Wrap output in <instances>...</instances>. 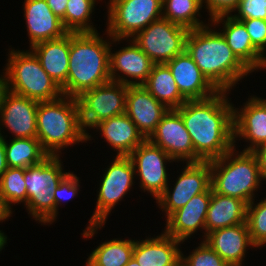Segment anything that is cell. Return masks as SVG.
Listing matches in <instances>:
<instances>
[{"label": "cell", "mask_w": 266, "mask_h": 266, "mask_svg": "<svg viewBox=\"0 0 266 266\" xmlns=\"http://www.w3.org/2000/svg\"><path fill=\"white\" fill-rule=\"evenodd\" d=\"M168 110L143 85H128L125 113L146 139Z\"/></svg>", "instance_id": "cell-16"}, {"label": "cell", "mask_w": 266, "mask_h": 266, "mask_svg": "<svg viewBox=\"0 0 266 266\" xmlns=\"http://www.w3.org/2000/svg\"><path fill=\"white\" fill-rule=\"evenodd\" d=\"M94 129L100 130L117 156H129L146 138L126 113L100 121Z\"/></svg>", "instance_id": "cell-25"}, {"label": "cell", "mask_w": 266, "mask_h": 266, "mask_svg": "<svg viewBox=\"0 0 266 266\" xmlns=\"http://www.w3.org/2000/svg\"><path fill=\"white\" fill-rule=\"evenodd\" d=\"M95 2L96 0H68L65 16L61 20L69 33L97 32L93 24L89 23Z\"/></svg>", "instance_id": "cell-32"}, {"label": "cell", "mask_w": 266, "mask_h": 266, "mask_svg": "<svg viewBox=\"0 0 266 266\" xmlns=\"http://www.w3.org/2000/svg\"><path fill=\"white\" fill-rule=\"evenodd\" d=\"M6 90H7L6 80H5V75L3 74L2 76H0V103H1L2 96Z\"/></svg>", "instance_id": "cell-44"}, {"label": "cell", "mask_w": 266, "mask_h": 266, "mask_svg": "<svg viewBox=\"0 0 266 266\" xmlns=\"http://www.w3.org/2000/svg\"><path fill=\"white\" fill-rule=\"evenodd\" d=\"M125 266H140V265L138 264L137 260L134 257H132Z\"/></svg>", "instance_id": "cell-46"}, {"label": "cell", "mask_w": 266, "mask_h": 266, "mask_svg": "<svg viewBox=\"0 0 266 266\" xmlns=\"http://www.w3.org/2000/svg\"><path fill=\"white\" fill-rule=\"evenodd\" d=\"M180 243L165 232L154 238L134 240L133 257L140 266H181Z\"/></svg>", "instance_id": "cell-24"}, {"label": "cell", "mask_w": 266, "mask_h": 266, "mask_svg": "<svg viewBox=\"0 0 266 266\" xmlns=\"http://www.w3.org/2000/svg\"><path fill=\"white\" fill-rule=\"evenodd\" d=\"M202 5V0H162V18L193 30L205 26L196 18Z\"/></svg>", "instance_id": "cell-31"}, {"label": "cell", "mask_w": 266, "mask_h": 266, "mask_svg": "<svg viewBox=\"0 0 266 266\" xmlns=\"http://www.w3.org/2000/svg\"><path fill=\"white\" fill-rule=\"evenodd\" d=\"M0 197L4 206L12 213L11 204L24 205L27 202V190L24 180V169L8 167L0 178Z\"/></svg>", "instance_id": "cell-33"}, {"label": "cell", "mask_w": 266, "mask_h": 266, "mask_svg": "<svg viewBox=\"0 0 266 266\" xmlns=\"http://www.w3.org/2000/svg\"><path fill=\"white\" fill-rule=\"evenodd\" d=\"M134 175L135 168L130 157L116 155L100 180L96 209L89 220V226L82 234L83 237H93L97 233L96 230L105 225L106 218L114 206L130 191Z\"/></svg>", "instance_id": "cell-8"}, {"label": "cell", "mask_w": 266, "mask_h": 266, "mask_svg": "<svg viewBox=\"0 0 266 266\" xmlns=\"http://www.w3.org/2000/svg\"><path fill=\"white\" fill-rule=\"evenodd\" d=\"M2 128L0 127V130ZM8 169L6 162V152H5V138L0 131V178L3 173Z\"/></svg>", "instance_id": "cell-42"}, {"label": "cell", "mask_w": 266, "mask_h": 266, "mask_svg": "<svg viewBox=\"0 0 266 266\" xmlns=\"http://www.w3.org/2000/svg\"><path fill=\"white\" fill-rule=\"evenodd\" d=\"M7 243V236L4 235V232L0 231V251L5 247Z\"/></svg>", "instance_id": "cell-45"}, {"label": "cell", "mask_w": 266, "mask_h": 266, "mask_svg": "<svg viewBox=\"0 0 266 266\" xmlns=\"http://www.w3.org/2000/svg\"><path fill=\"white\" fill-rule=\"evenodd\" d=\"M236 10L238 14L231 16L237 20L251 18L266 20V0H240Z\"/></svg>", "instance_id": "cell-38"}, {"label": "cell", "mask_w": 266, "mask_h": 266, "mask_svg": "<svg viewBox=\"0 0 266 266\" xmlns=\"http://www.w3.org/2000/svg\"><path fill=\"white\" fill-rule=\"evenodd\" d=\"M211 201V187L193 196L182 208L166 220L165 233L184 242L198 229L205 230L207 210Z\"/></svg>", "instance_id": "cell-19"}, {"label": "cell", "mask_w": 266, "mask_h": 266, "mask_svg": "<svg viewBox=\"0 0 266 266\" xmlns=\"http://www.w3.org/2000/svg\"><path fill=\"white\" fill-rule=\"evenodd\" d=\"M246 209L247 204L243 200L217 194L211 188L204 237L214 230L246 222Z\"/></svg>", "instance_id": "cell-27"}, {"label": "cell", "mask_w": 266, "mask_h": 266, "mask_svg": "<svg viewBox=\"0 0 266 266\" xmlns=\"http://www.w3.org/2000/svg\"><path fill=\"white\" fill-rule=\"evenodd\" d=\"M107 33L112 42L133 38L162 18V0H109Z\"/></svg>", "instance_id": "cell-9"}, {"label": "cell", "mask_w": 266, "mask_h": 266, "mask_svg": "<svg viewBox=\"0 0 266 266\" xmlns=\"http://www.w3.org/2000/svg\"><path fill=\"white\" fill-rule=\"evenodd\" d=\"M165 64L169 67L180 93L187 100L205 99L218 92L186 50Z\"/></svg>", "instance_id": "cell-20"}, {"label": "cell", "mask_w": 266, "mask_h": 266, "mask_svg": "<svg viewBox=\"0 0 266 266\" xmlns=\"http://www.w3.org/2000/svg\"><path fill=\"white\" fill-rule=\"evenodd\" d=\"M68 0H46L51 11L60 19L65 16Z\"/></svg>", "instance_id": "cell-41"}, {"label": "cell", "mask_w": 266, "mask_h": 266, "mask_svg": "<svg viewBox=\"0 0 266 266\" xmlns=\"http://www.w3.org/2000/svg\"><path fill=\"white\" fill-rule=\"evenodd\" d=\"M250 35L252 44L264 55L266 51V20L242 19L240 20Z\"/></svg>", "instance_id": "cell-37"}, {"label": "cell", "mask_w": 266, "mask_h": 266, "mask_svg": "<svg viewBox=\"0 0 266 266\" xmlns=\"http://www.w3.org/2000/svg\"><path fill=\"white\" fill-rule=\"evenodd\" d=\"M8 143L5 141L8 167L25 169L41 163L49 156L37 138H13Z\"/></svg>", "instance_id": "cell-29"}, {"label": "cell", "mask_w": 266, "mask_h": 266, "mask_svg": "<svg viewBox=\"0 0 266 266\" xmlns=\"http://www.w3.org/2000/svg\"><path fill=\"white\" fill-rule=\"evenodd\" d=\"M246 224L255 247L266 244V198L257 204L254 200L247 205Z\"/></svg>", "instance_id": "cell-34"}, {"label": "cell", "mask_w": 266, "mask_h": 266, "mask_svg": "<svg viewBox=\"0 0 266 266\" xmlns=\"http://www.w3.org/2000/svg\"><path fill=\"white\" fill-rule=\"evenodd\" d=\"M110 41L97 32L70 33L68 76L63 95L79 97L84 91L110 81Z\"/></svg>", "instance_id": "cell-3"}, {"label": "cell", "mask_w": 266, "mask_h": 266, "mask_svg": "<svg viewBox=\"0 0 266 266\" xmlns=\"http://www.w3.org/2000/svg\"><path fill=\"white\" fill-rule=\"evenodd\" d=\"M239 2L240 0H202V4L206 3L211 20L235 12Z\"/></svg>", "instance_id": "cell-39"}, {"label": "cell", "mask_w": 266, "mask_h": 266, "mask_svg": "<svg viewBox=\"0 0 266 266\" xmlns=\"http://www.w3.org/2000/svg\"><path fill=\"white\" fill-rule=\"evenodd\" d=\"M234 152L235 145L220 158L209 161L211 188L217 194L241 199L248 205L261 183L259 163L252 151Z\"/></svg>", "instance_id": "cell-5"}, {"label": "cell", "mask_w": 266, "mask_h": 266, "mask_svg": "<svg viewBox=\"0 0 266 266\" xmlns=\"http://www.w3.org/2000/svg\"><path fill=\"white\" fill-rule=\"evenodd\" d=\"M134 240L112 239L92 251L86 266H125L133 257Z\"/></svg>", "instance_id": "cell-30"}, {"label": "cell", "mask_w": 266, "mask_h": 266, "mask_svg": "<svg viewBox=\"0 0 266 266\" xmlns=\"http://www.w3.org/2000/svg\"><path fill=\"white\" fill-rule=\"evenodd\" d=\"M60 155H49L41 163L24 169L27 190L25 207L36 221L43 224L55 221L54 191L68 173L62 170Z\"/></svg>", "instance_id": "cell-7"}, {"label": "cell", "mask_w": 266, "mask_h": 266, "mask_svg": "<svg viewBox=\"0 0 266 266\" xmlns=\"http://www.w3.org/2000/svg\"><path fill=\"white\" fill-rule=\"evenodd\" d=\"M233 107V141L238 138L250 141L243 151H254L266 142V100L251 97L240 110ZM248 140V141H247Z\"/></svg>", "instance_id": "cell-17"}, {"label": "cell", "mask_w": 266, "mask_h": 266, "mask_svg": "<svg viewBox=\"0 0 266 266\" xmlns=\"http://www.w3.org/2000/svg\"><path fill=\"white\" fill-rule=\"evenodd\" d=\"M5 80L8 91L37 102L51 101L63 95L61 88L42 68L31 51H9Z\"/></svg>", "instance_id": "cell-6"}, {"label": "cell", "mask_w": 266, "mask_h": 266, "mask_svg": "<svg viewBox=\"0 0 266 266\" xmlns=\"http://www.w3.org/2000/svg\"><path fill=\"white\" fill-rule=\"evenodd\" d=\"M37 139L49 155L58 156L60 149L91 140L81 124L78 99L62 95L39 102L36 116Z\"/></svg>", "instance_id": "cell-4"}, {"label": "cell", "mask_w": 266, "mask_h": 266, "mask_svg": "<svg viewBox=\"0 0 266 266\" xmlns=\"http://www.w3.org/2000/svg\"><path fill=\"white\" fill-rule=\"evenodd\" d=\"M128 85L110 80L107 83L84 91L77 97L81 124L93 128L100 121L125 113Z\"/></svg>", "instance_id": "cell-11"}, {"label": "cell", "mask_w": 266, "mask_h": 266, "mask_svg": "<svg viewBox=\"0 0 266 266\" xmlns=\"http://www.w3.org/2000/svg\"><path fill=\"white\" fill-rule=\"evenodd\" d=\"M188 29L160 18L138 32L132 39L155 63H167L185 50Z\"/></svg>", "instance_id": "cell-10"}, {"label": "cell", "mask_w": 266, "mask_h": 266, "mask_svg": "<svg viewBox=\"0 0 266 266\" xmlns=\"http://www.w3.org/2000/svg\"><path fill=\"white\" fill-rule=\"evenodd\" d=\"M185 50L218 90L229 92L252 71L235 55L220 32L205 26L189 30Z\"/></svg>", "instance_id": "cell-2"}, {"label": "cell", "mask_w": 266, "mask_h": 266, "mask_svg": "<svg viewBox=\"0 0 266 266\" xmlns=\"http://www.w3.org/2000/svg\"><path fill=\"white\" fill-rule=\"evenodd\" d=\"M225 17L226 20H225ZM211 25L216 28L217 24H223L220 31L227 44L235 55L253 72L260 68L266 69V56H264L251 42L249 33L244 24L231 15L216 17ZM223 31V32H222Z\"/></svg>", "instance_id": "cell-22"}, {"label": "cell", "mask_w": 266, "mask_h": 266, "mask_svg": "<svg viewBox=\"0 0 266 266\" xmlns=\"http://www.w3.org/2000/svg\"><path fill=\"white\" fill-rule=\"evenodd\" d=\"M30 49L38 57L42 68L62 88L68 76L70 33L59 39L39 42Z\"/></svg>", "instance_id": "cell-26"}, {"label": "cell", "mask_w": 266, "mask_h": 266, "mask_svg": "<svg viewBox=\"0 0 266 266\" xmlns=\"http://www.w3.org/2000/svg\"><path fill=\"white\" fill-rule=\"evenodd\" d=\"M143 86L168 109H177L187 101L180 93L173 75L165 63L154 64Z\"/></svg>", "instance_id": "cell-28"}, {"label": "cell", "mask_w": 266, "mask_h": 266, "mask_svg": "<svg viewBox=\"0 0 266 266\" xmlns=\"http://www.w3.org/2000/svg\"><path fill=\"white\" fill-rule=\"evenodd\" d=\"M39 102L6 90L0 103V125L13 138H37L36 116Z\"/></svg>", "instance_id": "cell-15"}, {"label": "cell", "mask_w": 266, "mask_h": 266, "mask_svg": "<svg viewBox=\"0 0 266 266\" xmlns=\"http://www.w3.org/2000/svg\"><path fill=\"white\" fill-rule=\"evenodd\" d=\"M204 241L230 266H241L247 247H255L246 222L214 230Z\"/></svg>", "instance_id": "cell-23"}, {"label": "cell", "mask_w": 266, "mask_h": 266, "mask_svg": "<svg viewBox=\"0 0 266 266\" xmlns=\"http://www.w3.org/2000/svg\"><path fill=\"white\" fill-rule=\"evenodd\" d=\"M199 245L187 257L181 253V266H230L204 240Z\"/></svg>", "instance_id": "cell-35"}, {"label": "cell", "mask_w": 266, "mask_h": 266, "mask_svg": "<svg viewBox=\"0 0 266 266\" xmlns=\"http://www.w3.org/2000/svg\"><path fill=\"white\" fill-rule=\"evenodd\" d=\"M129 41L130 45L122 47L117 52L111 53L110 44V80L120 82L126 85H143L148 77L154 62L140 49V47L134 42ZM124 76L129 77L132 80H128ZM135 80V81H133Z\"/></svg>", "instance_id": "cell-18"}, {"label": "cell", "mask_w": 266, "mask_h": 266, "mask_svg": "<svg viewBox=\"0 0 266 266\" xmlns=\"http://www.w3.org/2000/svg\"><path fill=\"white\" fill-rule=\"evenodd\" d=\"M11 215V212L4 206L1 197H0V222L5 221L7 218H9Z\"/></svg>", "instance_id": "cell-43"}, {"label": "cell", "mask_w": 266, "mask_h": 266, "mask_svg": "<svg viewBox=\"0 0 266 266\" xmlns=\"http://www.w3.org/2000/svg\"><path fill=\"white\" fill-rule=\"evenodd\" d=\"M148 140L161 147L173 161L194 163V146L181 115L169 109Z\"/></svg>", "instance_id": "cell-14"}, {"label": "cell", "mask_w": 266, "mask_h": 266, "mask_svg": "<svg viewBox=\"0 0 266 266\" xmlns=\"http://www.w3.org/2000/svg\"><path fill=\"white\" fill-rule=\"evenodd\" d=\"M258 160L262 180L266 181V142L252 151Z\"/></svg>", "instance_id": "cell-40"}, {"label": "cell", "mask_w": 266, "mask_h": 266, "mask_svg": "<svg viewBox=\"0 0 266 266\" xmlns=\"http://www.w3.org/2000/svg\"><path fill=\"white\" fill-rule=\"evenodd\" d=\"M129 157L133 162L135 173L140 176L141 189L143 188L144 192L147 190L157 200L169 184L165 164L171 163L173 159L148 139L137 146Z\"/></svg>", "instance_id": "cell-13"}, {"label": "cell", "mask_w": 266, "mask_h": 266, "mask_svg": "<svg viewBox=\"0 0 266 266\" xmlns=\"http://www.w3.org/2000/svg\"><path fill=\"white\" fill-rule=\"evenodd\" d=\"M183 169L182 174L177 177L173 191L167 186L156 201L161 209L165 211L166 218L182 208L193 196L201 194L211 187L209 161L186 162V166Z\"/></svg>", "instance_id": "cell-12"}, {"label": "cell", "mask_w": 266, "mask_h": 266, "mask_svg": "<svg viewBox=\"0 0 266 266\" xmlns=\"http://www.w3.org/2000/svg\"><path fill=\"white\" fill-rule=\"evenodd\" d=\"M23 9L30 47L42 41L62 38L69 33L46 0H25Z\"/></svg>", "instance_id": "cell-21"}, {"label": "cell", "mask_w": 266, "mask_h": 266, "mask_svg": "<svg viewBox=\"0 0 266 266\" xmlns=\"http://www.w3.org/2000/svg\"><path fill=\"white\" fill-rule=\"evenodd\" d=\"M79 183V178L73 172H68L59 182L53 193L55 199V219L58 213V205H61L63 200H69L78 195Z\"/></svg>", "instance_id": "cell-36"}, {"label": "cell", "mask_w": 266, "mask_h": 266, "mask_svg": "<svg viewBox=\"0 0 266 266\" xmlns=\"http://www.w3.org/2000/svg\"><path fill=\"white\" fill-rule=\"evenodd\" d=\"M233 107L227 91L205 99L187 100L175 109L194 146V163L220 158L234 147Z\"/></svg>", "instance_id": "cell-1"}]
</instances>
